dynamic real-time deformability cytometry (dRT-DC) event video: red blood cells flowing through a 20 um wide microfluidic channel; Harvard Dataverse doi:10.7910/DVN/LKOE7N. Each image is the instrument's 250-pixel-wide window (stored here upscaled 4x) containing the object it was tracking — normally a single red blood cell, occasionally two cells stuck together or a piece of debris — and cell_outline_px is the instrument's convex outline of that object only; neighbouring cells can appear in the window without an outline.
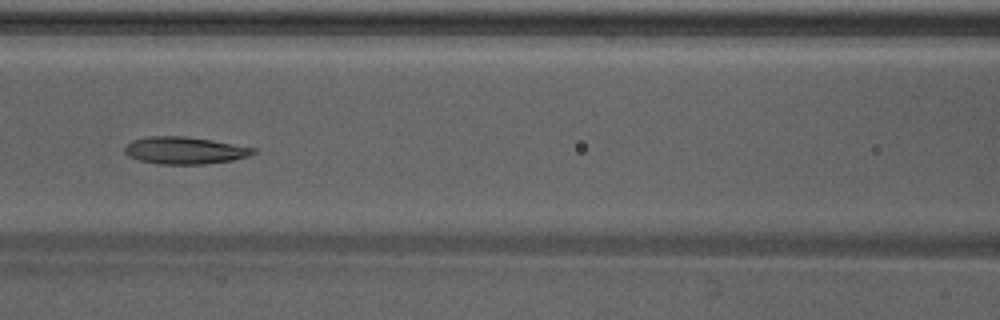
{"species": "Egyptian fruit bat (a non-hibernating species)", "species_latin": "Rousettus aegyptiacus", "temperature_condition": "warm", "stored_images_in_passage": 47, "camera_frame_rate_fps": 3000, "um_per_image_px": 0.085, "animal": {"sex": "male"}, "frame": {"image": 1, "passage_image": 21, "time_ms": 6.667, "image_size_px": [1000, 320], "cell_outline_px": [[256, 152], [248, 156], [232, 160], [204, 164], [160, 164], [140, 160], [128, 156], [124, 152], [124, 148], [132, 140], [148, 136], [184, 136], [256, 148]], "centroid_in_image_um": [15.67, 12.79], "position_along_channel_um": 150.9, "area_um2": 20.11}}
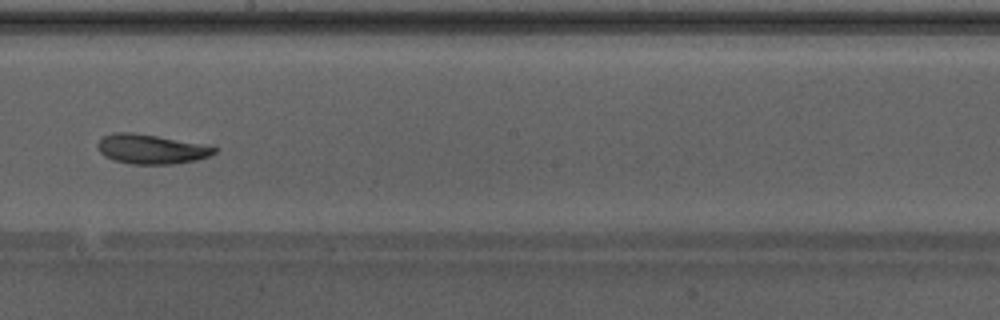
{"frame": {"image": 2, "passage_image": 27, "time_ms": 8.667, "image_size_px": [1000, 320], "cell_outline_px": [[216, 152], [208, 156], [196, 160], [172, 164], [132, 164], [112, 160], [104, 156], [100, 152], [96, 144], [100, 136], [112, 132], [132, 132], [156, 136], [200, 144], [216, 148]], "centroid_in_image_um": [12.74, 12.67], "position_along_channel_um": 235.5, "area_um2": 20.0}}
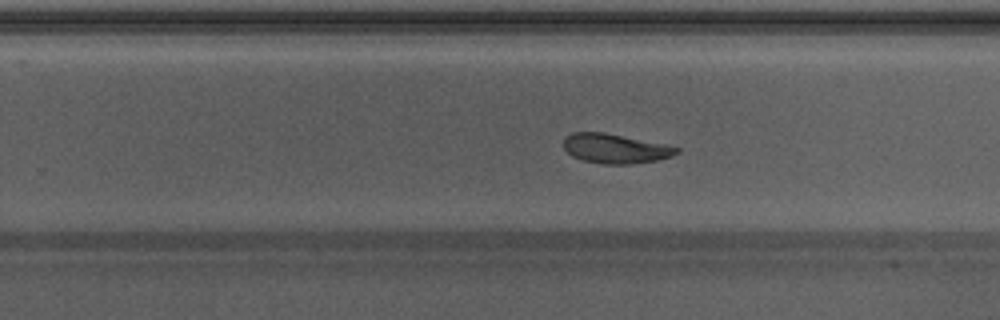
{"frame": {"image": 3, "passage_image": 30, "time_ms": 9.667, "image_size_px": [1000, 320], "cell_outline_px": [[680, 152], [672, 156], [656, 160], [632, 164], [604, 164], [584, 160], [572, 156], [564, 148], [564, 136], [572, 132], [604, 132], [680, 148]], "centroid_in_image_um": [52.26, 12.63], "position_along_channel_um": 277.5, "area_um2": 19.19}, "authors_computed_cell_mechanics": {"area_um2": 21.2704, "velocity_mm_per_s": 4.2405, "shape_relaxation_time_tau1_ms": 2.8101, "shape_relaxation_time_tau2_ms": 1.9732, "deformation_change_tau1": 0.1259, "deformation_change_tau2": 0.0759}}